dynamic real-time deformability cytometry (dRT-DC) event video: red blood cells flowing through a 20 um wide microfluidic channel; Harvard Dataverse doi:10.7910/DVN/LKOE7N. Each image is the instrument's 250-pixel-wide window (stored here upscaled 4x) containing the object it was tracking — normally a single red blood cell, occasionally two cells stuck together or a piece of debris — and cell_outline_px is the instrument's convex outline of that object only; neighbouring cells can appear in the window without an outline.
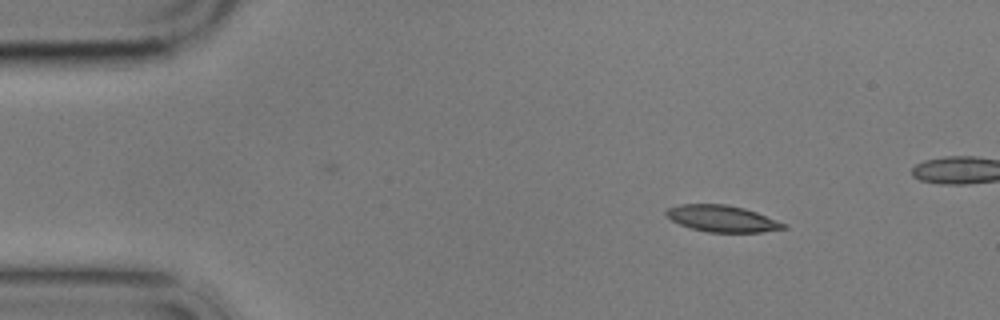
{"species": "common noctule bat (a hibernating species)", "species_latin": "Nyctalus noctula", "temperature_condition": "cold", "stored_images_in_passage": 12, "camera_frame_rate_fps": 3000, "um_per_image_px": 0.085, "animal": {"sex": "male", "body_mass_g": 17.9}, "frame": {"image": 1, "passage_image": 1, "time_ms": 0.0, "image_size_px": [1000, 320], "cell_outline_px": [[788, 228], [760, 232], [708, 232], [692, 228], [680, 224], [672, 220], [664, 212], [668, 208], [680, 204], [728, 204], [744, 208], [756, 212], [788, 224]], "centroid_in_image_um": [61.42, 18.58], "position_along_channel_um": 23.6, "area_um2": 18.09}}
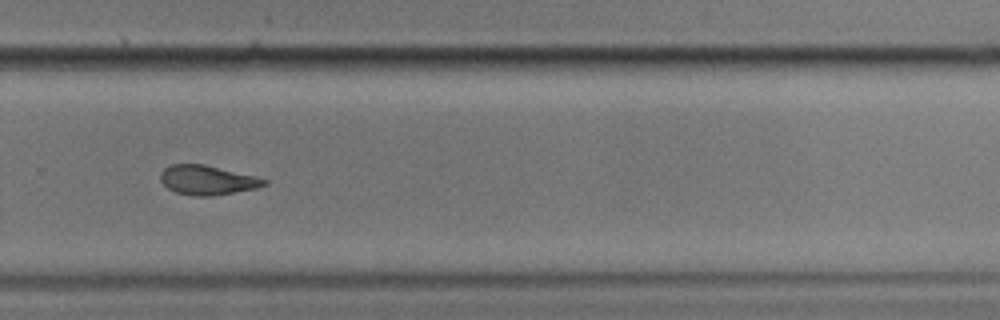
{"frame": {"image": 2, "passage_image": 9, "time_ms": 10.333, "image_size_px": [1000, 320], "cell_outline_px": [[268, 184], [256, 188], [212, 196], [196, 196], [176, 192], [168, 188], [160, 180], [160, 172], [164, 168], [172, 164], [204, 164], [256, 176], [268, 180]], "centroid_in_image_um": [17.63, 15.3], "position_along_channel_um": 312.2, "area_um2": 17.74}}
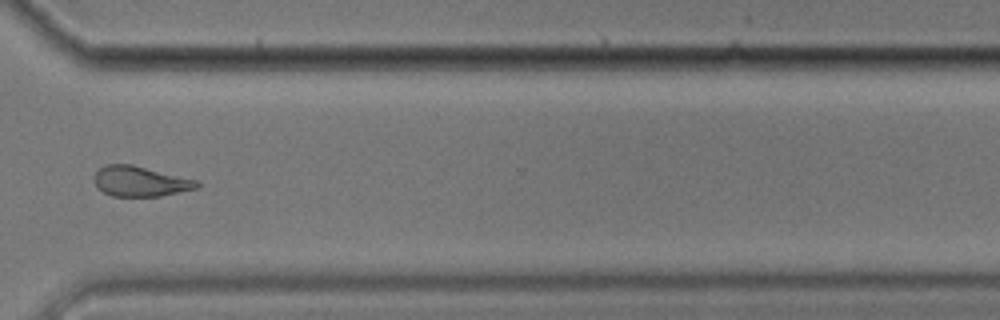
{"frame": {"image": 3, "passage_image": 10, "time_ms": 11.667, "image_size_px": [1000, 320], "cell_outline_px": [[200, 188], [160, 196], [112, 196], [104, 192], [92, 180], [92, 176], [104, 164], [132, 164], [196, 180], [200, 184]], "centroid_in_image_um": [11.91, 15.41], "position_along_channel_um": 358.7, "area_um2": 18.09}}